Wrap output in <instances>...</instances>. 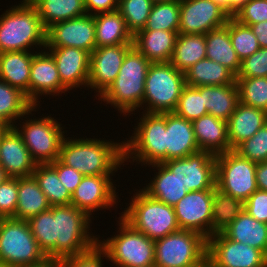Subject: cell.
<instances>
[{
	"instance_id": "obj_26",
	"label": "cell",
	"mask_w": 267,
	"mask_h": 267,
	"mask_svg": "<svg viewBox=\"0 0 267 267\" xmlns=\"http://www.w3.org/2000/svg\"><path fill=\"white\" fill-rule=\"evenodd\" d=\"M200 151L219 155L231 150L227 122L207 114L192 122Z\"/></svg>"
},
{
	"instance_id": "obj_42",
	"label": "cell",
	"mask_w": 267,
	"mask_h": 267,
	"mask_svg": "<svg viewBox=\"0 0 267 267\" xmlns=\"http://www.w3.org/2000/svg\"><path fill=\"white\" fill-rule=\"evenodd\" d=\"M239 102L267 111V77L236 78Z\"/></svg>"
},
{
	"instance_id": "obj_39",
	"label": "cell",
	"mask_w": 267,
	"mask_h": 267,
	"mask_svg": "<svg viewBox=\"0 0 267 267\" xmlns=\"http://www.w3.org/2000/svg\"><path fill=\"white\" fill-rule=\"evenodd\" d=\"M243 210V201L215 188L212 206V235L225 229Z\"/></svg>"
},
{
	"instance_id": "obj_5",
	"label": "cell",
	"mask_w": 267,
	"mask_h": 267,
	"mask_svg": "<svg viewBox=\"0 0 267 267\" xmlns=\"http://www.w3.org/2000/svg\"><path fill=\"white\" fill-rule=\"evenodd\" d=\"M133 133L123 141L124 163L152 165L166 161V113L141 112ZM137 125V126H136Z\"/></svg>"
},
{
	"instance_id": "obj_29",
	"label": "cell",
	"mask_w": 267,
	"mask_h": 267,
	"mask_svg": "<svg viewBox=\"0 0 267 267\" xmlns=\"http://www.w3.org/2000/svg\"><path fill=\"white\" fill-rule=\"evenodd\" d=\"M32 51H8L0 53V80L20 89L29 99V80Z\"/></svg>"
},
{
	"instance_id": "obj_10",
	"label": "cell",
	"mask_w": 267,
	"mask_h": 267,
	"mask_svg": "<svg viewBox=\"0 0 267 267\" xmlns=\"http://www.w3.org/2000/svg\"><path fill=\"white\" fill-rule=\"evenodd\" d=\"M47 260L27 220L0 218V261L3 264L8 267H28Z\"/></svg>"
},
{
	"instance_id": "obj_34",
	"label": "cell",
	"mask_w": 267,
	"mask_h": 267,
	"mask_svg": "<svg viewBox=\"0 0 267 267\" xmlns=\"http://www.w3.org/2000/svg\"><path fill=\"white\" fill-rule=\"evenodd\" d=\"M203 101L208 114L227 122L239 103L237 83L203 86Z\"/></svg>"
},
{
	"instance_id": "obj_8",
	"label": "cell",
	"mask_w": 267,
	"mask_h": 267,
	"mask_svg": "<svg viewBox=\"0 0 267 267\" xmlns=\"http://www.w3.org/2000/svg\"><path fill=\"white\" fill-rule=\"evenodd\" d=\"M117 234L101 240L98 235L97 244L107 254L106 261L117 267H146L154 265V240L133 228L121 216L118 217ZM100 239V240H99Z\"/></svg>"
},
{
	"instance_id": "obj_62",
	"label": "cell",
	"mask_w": 267,
	"mask_h": 267,
	"mask_svg": "<svg viewBox=\"0 0 267 267\" xmlns=\"http://www.w3.org/2000/svg\"><path fill=\"white\" fill-rule=\"evenodd\" d=\"M146 267H156L155 265H149V266H146Z\"/></svg>"
},
{
	"instance_id": "obj_44",
	"label": "cell",
	"mask_w": 267,
	"mask_h": 267,
	"mask_svg": "<svg viewBox=\"0 0 267 267\" xmlns=\"http://www.w3.org/2000/svg\"><path fill=\"white\" fill-rule=\"evenodd\" d=\"M229 35L232 46L241 61L260 49L257 37L250 26L240 24L233 17L229 18Z\"/></svg>"
},
{
	"instance_id": "obj_59",
	"label": "cell",
	"mask_w": 267,
	"mask_h": 267,
	"mask_svg": "<svg viewBox=\"0 0 267 267\" xmlns=\"http://www.w3.org/2000/svg\"><path fill=\"white\" fill-rule=\"evenodd\" d=\"M193 267H213V265H212L211 261L208 258H206L201 263H199Z\"/></svg>"
},
{
	"instance_id": "obj_49",
	"label": "cell",
	"mask_w": 267,
	"mask_h": 267,
	"mask_svg": "<svg viewBox=\"0 0 267 267\" xmlns=\"http://www.w3.org/2000/svg\"><path fill=\"white\" fill-rule=\"evenodd\" d=\"M233 18L246 26L267 21V0H249Z\"/></svg>"
},
{
	"instance_id": "obj_61",
	"label": "cell",
	"mask_w": 267,
	"mask_h": 267,
	"mask_svg": "<svg viewBox=\"0 0 267 267\" xmlns=\"http://www.w3.org/2000/svg\"><path fill=\"white\" fill-rule=\"evenodd\" d=\"M0 267H8L0 261Z\"/></svg>"
},
{
	"instance_id": "obj_32",
	"label": "cell",
	"mask_w": 267,
	"mask_h": 267,
	"mask_svg": "<svg viewBox=\"0 0 267 267\" xmlns=\"http://www.w3.org/2000/svg\"><path fill=\"white\" fill-rule=\"evenodd\" d=\"M51 208L47 197L33 175L18 178V202L14 218L29 220Z\"/></svg>"
},
{
	"instance_id": "obj_28",
	"label": "cell",
	"mask_w": 267,
	"mask_h": 267,
	"mask_svg": "<svg viewBox=\"0 0 267 267\" xmlns=\"http://www.w3.org/2000/svg\"><path fill=\"white\" fill-rule=\"evenodd\" d=\"M233 241L261 250L267 256V224L259 222L243 210L221 231Z\"/></svg>"
},
{
	"instance_id": "obj_16",
	"label": "cell",
	"mask_w": 267,
	"mask_h": 267,
	"mask_svg": "<svg viewBox=\"0 0 267 267\" xmlns=\"http://www.w3.org/2000/svg\"><path fill=\"white\" fill-rule=\"evenodd\" d=\"M112 176V177H111ZM113 175L84 176L71 198V205L93 218V212L109 209L120 202ZM115 184V185H114ZM119 199V201H118Z\"/></svg>"
},
{
	"instance_id": "obj_58",
	"label": "cell",
	"mask_w": 267,
	"mask_h": 267,
	"mask_svg": "<svg viewBox=\"0 0 267 267\" xmlns=\"http://www.w3.org/2000/svg\"><path fill=\"white\" fill-rule=\"evenodd\" d=\"M8 178H10L6 171L0 166V184L5 182Z\"/></svg>"
},
{
	"instance_id": "obj_36",
	"label": "cell",
	"mask_w": 267,
	"mask_h": 267,
	"mask_svg": "<svg viewBox=\"0 0 267 267\" xmlns=\"http://www.w3.org/2000/svg\"><path fill=\"white\" fill-rule=\"evenodd\" d=\"M206 58L205 34H178L170 63L185 73L192 65Z\"/></svg>"
},
{
	"instance_id": "obj_6",
	"label": "cell",
	"mask_w": 267,
	"mask_h": 267,
	"mask_svg": "<svg viewBox=\"0 0 267 267\" xmlns=\"http://www.w3.org/2000/svg\"><path fill=\"white\" fill-rule=\"evenodd\" d=\"M38 109V106H34L13 127L21 136L34 161L37 164H50L59 158L62 142L68 136L66 135L67 130L62 126V123H59L51 115L40 116L38 119L37 117L35 119L31 117L30 119L29 116L34 115L32 112H37Z\"/></svg>"
},
{
	"instance_id": "obj_35",
	"label": "cell",
	"mask_w": 267,
	"mask_h": 267,
	"mask_svg": "<svg viewBox=\"0 0 267 267\" xmlns=\"http://www.w3.org/2000/svg\"><path fill=\"white\" fill-rule=\"evenodd\" d=\"M186 85L215 86L236 82V75L220 63L204 58L192 65L185 73Z\"/></svg>"
},
{
	"instance_id": "obj_47",
	"label": "cell",
	"mask_w": 267,
	"mask_h": 267,
	"mask_svg": "<svg viewBox=\"0 0 267 267\" xmlns=\"http://www.w3.org/2000/svg\"><path fill=\"white\" fill-rule=\"evenodd\" d=\"M104 257L107 259V254L96 244L83 253L60 260L59 263L60 267H104Z\"/></svg>"
},
{
	"instance_id": "obj_50",
	"label": "cell",
	"mask_w": 267,
	"mask_h": 267,
	"mask_svg": "<svg viewBox=\"0 0 267 267\" xmlns=\"http://www.w3.org/2000/svg\"><path fill=\"white\" fill-rule=\"evenodd\" d=\"M244 210L257 221L267 224V191L257 189L244 202Z\"/></svg>"
},
{
	"instance_id": "obj_11",
	"label": "cell",
	"mask_w": 267,
	"mask_h": 267,
	"mask_svg": "<svg viewBox=\"0 0 267 267\" xmlns=\"http://www.w3.org/2000/svg\"><path fill=\"white\" fill-rule=\"evenodd\" d=\"M156 267H193L207 258V238L179 230L154 241Z\"/></svg>"
},
{
	"instance_id": "obj_24",
	"label": "cell",
	"mask_w": 267,
	"mask_h": 267,
	"mask_svg": "<svg viewBox=\"0 0 267 267\" xmlns=\"http://www.w3.org/2000/svg\"><path fill=\"white\" fill-rule=\"evenodd\" d=\"M178 31L141 30L133 36V46L151 63L170 62Z\"/></svg>"
},
{
	"instance_id": "obj_55",
	"label": "cell",
	"mask_w": 267,
	"mask_h": 267,
	"mask_svg": "<svg viewBox=\"0 0 267 267\" xmlns=\"http://www.w3.org/2000/svg\"><path fill=\"white\" fill-rule=\"evenodd\" d=\"M249 0H229V16L233 17Z\"/></svg>"
},
{
	"instance_id": "obj_20",
	"label": "cell",
	"mask_w": 267,
	"mask_h": 267,
	"mask_svg": "<svg viewBox=\"0 0 267 267\" xmlns=\"http://www.w3.org/2000/svg\"><path fill=\"white\" fill-rule=\"evenodd\" d=\"M68 90L62 85L53 56L45 49L35 52L30 71L29 101L34 106H41L42 95L60 96ZM40 100V101H39Z\"/></svg>"
},
{
	"instance_id": "obj_17",
	"label": "cell",
	"mask_w": 267,
	"mask_h": 267,
	"mask_svg": "<svg viewBox=\"0 0 267 267\" xmlns=\"http://www.w3.org/2000/svg\"><path fill=\"white\" fill-rule=\"evenodd\" d=\"M229 18L212 0H180L178 34H206L226 25Z\"/></svg>"
},
{
	"instance_id": "obj_22",
	"label": "cell",
	"mask_w": 267,
	"mask_h": 267,
	"mask_svg": "<svg viewBox=\"0 0 267 267\" xmlns=\"http://www.w3.org/2000/svg\"><path fill=\"white\" fill-rule=\"evenodd\" d=\"M45 49L53 56L61 83L68 91L88 86L89 52L75 47H45Z\"/></svg>"
},
{
	"instance_id": "obj_48",
	"label": "cell",
	"mask_w": 267,
	"mask_h": 267,
	"mask_svg": "<svg viewBox=\"0 0 267 267\" xmlns=\"http://www.w3.org/2000/svg\"><path fill=\"white\" fill-rule=\"evenodd\" d=\"M18 202V178L0 184V218H14Z\"/></svg>"
},
{
	"instance_id": "obj_46",
	"label": "cell",
	"mask_w": 267,
	"mask_h": 267,
	"mask_svg": "<svg viewBox=\"0 0 267 267\" xmlns=\"http://www.w3.org/2000/svg\"><path fill=\"white\" fill-rule=\"evenodd\" d=\"M257 77H267V47L260 48L241 61V68L236 76V78Z\"/></svg>"
},
{
	"instance_id": "obj_15",
	"label": "cell",
	"mask_w": 267,
	"mask_h": 267,
	"mask_svg": "<svg viewBox=\"0 0 267 267\" xmlns=\"http://www.w3.org/2000/svg\"><path fill=\"white\" fill-rule=\"evenodd\" d=\"M214 189L190 191L176 205L174 211L180 230L212 236V206Z\"/></svg>"
},
{
	"instance_id": "obj_57",
	"label": "cell",
	"mask_w": 267,
	"mask_h": 267,
	"mask_svg": "<svg viewBox=\"0 0 267 267\" xmlns=\"http://www.w3.org/2000/svg\"><path fill=\"white\" fill-rule=\"evenodd\" d=\"M229 15V0H212Z\"/></svg>"
},
{
	"instance_id": "obj_53",
	"label": "cell",
	"mask_w": 267,
	"mask_h": 267,
	"mask_svg": "<svg viewBox=\"0 0 267 267\" xmlns=\"http://www.w3.org/2000/svg\"><path fill=\"white\" fill-rule=\"evenodd\" d=\"M249 26L257 37L260 48L267 47V21H261Z\"/></svg>"
},
{
	"instance_id": "obj_9",
	"label": "cell",
	"mask_w": 267,
	"mask_h": 267,
	"mask_svg": "<svg viewBox=\"0 0 267 267\" xmlns=\"http://www.w3.org/2000/svg\"><path fill=\"white\" fill-rule=\"evenodd\" d=\"M185 86V74L178 71L170 62L151 63L145 79L140 110L161 114L174 112Z\"/></svg>"
},
{
	"instance_id": "obj_37",
	"label": "cell",
	"mask_w": 267,
	"mask_h": 267,
	"mask_svg": "<svg viewBox=\"0 0 267 267\" xmlns=\"http://www.w3.org/2000/svg\"><path fill=\"white\" fill-rule=\"evenodd\" d=\"M33 107L25 93L0 80V127H13Z\"/></svg>"
},
{
	"instance_id": "obj_45",
	"label": "cell",
	"mask_w": 267,
	"mask_h": 267,
	"mask_svg": "<svg viewBox=\"0 0 267 267\" xmlns=\"http://www.w3.org/2000/svg\"><path fill=\"white\" fill-rule=\"evenodd\" d=\"M240 156L252 162L267 161V123L251 138L240 143L235 149Z\"/></svg>"
},
{
	"instance_id": "obj_31",
	"label": "cell",
	"mask_w": 267,
	"mask_h": 267,
	"mask_svg": "<svg viewBox=\"0 0 267 267\" xmlns=\"http://www.w3.org/2000/svg\"><path fill=\"white\" fill-rule=\"evenodd\" d=\"M206 58L227 67L236 76L241 68V60L235 52L229 35V19L227 24L205 34Z\"/></svg>"
},
{
	"instance_id": "obj_54",
	"label": "cell",
	"mask_w": 267,
	"mask_h": 267,
	"mask_svg": "<svg viewBox=\"0 0 267 267\" xmlns=\"http://www.w3.org/2000/svg\"><path fill=\"white\" fill-rule=\"evenodd\" d=\"M256 184L259 190L267 191V161L256 165Z\"/></svg>"
},
{
	"instance_id": "obj_51",
	"label": "cell",
	"mask_w": 267,
	"mask_h": 267,
	"mask_svg": "<svg viewBox=\"0 0 267 267\" xmlns=\"http://www.w3.org/2000/svg\"><path fill=\"white\" fill-rule=\"evenodd\" d=\"M50 165L57 171L61 184L72 195L84 176L73 167L63 164L59 159L50 163Z\"/></svg>"
},
{
	"instance_id": "obj_12",
	"label": "cell",
	"mask_w": 267,
	"mask_h": 267,
	"mask_svg": "<svg viewBox=\"0 0 267 267\" xmlns=\"http://www.w3.org/2000/svg\"><path fill=\"white\" fill-rule=\"evenodd\" d=\"M256 165L234 150L216 155V188L245 202L258 189Z\"/></svg>"
},
{
	"instance_id": "obj_38",
	"label": "cell",
	"mask_w": 267,
	"mask_h": 267,
	"mask_svg": "<svg viewBox=\"0 0 267 267\" xmlns=\"http://www.w3.org/2000/svg\"><path fill=\"white\" fill-rule=\"evenodd\" d=\"M32 175L51 206L70 205L72 195L61 184L57 171L50 164H37Z\"/></svg>"
},
{
	"instance_id": "obj_14",
	"label": "cell",
	"mask_w": 267,
	"mask_h": 267,
	"mask_svg": "<svg viewBox=\"0 0 267 267\" xmlns=\"http://www.w3.org/2000/svg\"><path fill=\"white\" fill-rule=\"evenodd\" d=\"M207 258L213 267H267V256L261 250L233 241L222 232L207 239Z\"/></svg>"
},
{
	"instance_id": "obj_41",
	"label": "cell",
	"mask_w": 267,
	"mask_h": 267,
	"mask_svg": "<svg viewBox=\"0 0 267 267\" xmlns=\"http://www.w3.org/2000/svg\"><path fill=\"white\" fill-rule=\"evenodd\" d=\"M153 4L151 0H119L118 11L133 36L145 28Z\"/></svg>"
},
{
	"instance_id": "obj_2",
	"label": "cell",
	"mask_w": 267,
	"mask_h": 267,
	"mask_svg": "<svg viewBox=\"0 0 267 267\" xmlns=\"http://www.w3.org/2000/svg\"><path fill=\"white\" fill-rule=\"evenodd\" d=\"M71 138V139H69ZM103 138H64L59 160L83 176L114 175L123 169L124 149L123 141L114 142Z\"/></svg>"
},
{
	"instance_id": "obj_60",
	"label": "cell",
	"mask_w": 267,
	"mask_h": 267,
	"mask_svg": "<svg viewBox=\"0 0 267 267\" xmlns=\"http://www.w3.org/2000/svg\"><path fill=\"white\" fill-rule=\"evenodd\" d=\"M153 3H162V2H169L173 0H151Z\"/></svg>"
},
{
	"instance_id": "obj_52",
	"label": "cell",
	"mask_w": 267,
	"mask_h": 267,
	"mask_svg": "<svg viewBox=\"0 0 267 267\" xmlns=\"http://www.w3.org/2000/svg\"><path fill=\"white\" fill-rule=\"evenodd\" d=\"M119 0H85L87 14L111 12L118 10Z\"/></svg>"
},
{
	"instance_id": "obj_18",
	"label": "cell",
	"mask_w": 267,
	"mask_h": 267,
	"mask_svg": "<svg viewBox=\"0 0 267 267\" xmlns=\"http://www.w3.org/2000/svg\"><path fill=\"white\" fill-rule=\"evenodd\" d=\"M46 47H75L91 54L96 48L94 15L53 24L46 31Z\"/></svg>"
},
{
	"instance_id": "obj_3",
	"label": "cell",
	"mask_w": 267,
	"mask_h": 267,
	"mask_svg": "<svg viewBox=\"0 0 267 267\" xmlns=\"http://www.w3.org/2000/svg\"><path fill=\"white\" fill-rule=\"evenodd\" d=\"M150 65L151 62L132 46L125 55L118 76L98 100L113 106L124 117L137 114L133 111L140 112Z\"/></svg>"
},
{
	"instance_id": "obj_4",
	"label": "cell",
	"mask_w": 267,
	"mask_h": 267,
	"mask_svg": "<svg viewBox=\"0 0 267 267\" xmlns=\"http://www.w3.org/2000/svg\"><path fill=\"white\" fill-rule=\"evenodd\" d=\"M19 2L0 15V53L46 47L47 30L37 10L28 0Z\"/></svg>"
},
{
	"instance_id": "obj_7",
	"label": "cell",
	"mask_w": 267,
	"mask_h": 267,
	"mask_svg": "<svg viewBox=\"0 0 267 267\" xmlns=\"http://www.w3.org/2000/svg\"><path fill=\"white\" fill-rule=\"evenodd\" d=\"M134 193L120 215L133 228L154 241L180 230L173 206L149 197L141 189Z\"/></svg>"
},
{
	"instance_id": "obj_23",
	"label": "cell",
	"mask_w": 267,
	"mask_h": 267,
	"mask_svg": "<svg viewBox=\"0 0 267 267\" xmlns=\"http://www.w3.org/2000/svg\"><path fill=\"white\" fill-rule=\"evenodd\" d=\"M165 147L166 161L199 152L192 122L174 112L166 113Z\"/></svg>"
},
{
	"instance_id": "obj_40",
	"label": "cell",
	"mask_w": 267,
	"mask_h": 267,
	"mask_svg": "<svg viewBox=\"0 0 267 267\" xmlns=\"http://www.w3.org/2000/svg\"><path fill=\"white\" fill-rule=\"evenodd\" d=\"M180 22V0L154 3L143 30L178 31Z\"/></svg>"
},
{
	"instance_id": "obj_43",
	"label": "cell",
	"mask_w": 267,
	"mask_h": 267,
	"mask_svg": "<svg viewBox=\"0 0 267 267\" xmlns=\"http://www.w3.org/2000/svg\"><path fill=\"white\" fill-rule=\"evenodd\" d=\"M174 113L191 122L207 115L208 112L203 101V86L186 85L179 97Z\"/></svg>"
},
{
	"instance_id": "obj_33",
	"label": "cell",
	"mask_w": 267,
	"mask_h": 267,
	"mask_svg": "<svg viewBox=\"0 0 267 267\" xmlns=\"http://www.w3.org/2000/svg\"><path fill=\"white\" fill-rule=\"evenodd\" d=\"M47 30L53 24L87 14L85 0H28Z\"/></svg>"
},
{
	"instance_id": "obj_21",
	"label": "cell",
	"mask_w": 267,
	"mask_h": 267,
	"mask_svg": "<svg viewBox=\"0 0 267 267\" xmlns=\"http://www.w3.org/2000/svg\"><path fill=\"white\" fill-rule=\"evenodd\" d=\"M0 166L11 178L31 176L37 163L14 127H0Z\"/></svg>"
},
{
	"instance_id": "obj_1",
	"label": "cell",
	"mask_w": 267,
	"mask_h": 267,
	"mask_svg": "<svg viewBox=\"0 0 267 267\" xmlns=\"http://www.w3.org/2000/svg\"><path fill=\"white\" fill-rule=\"evenodd\" d=\"M28 223L39 248L50 260H63L97 244L98 235L90 232L91 217L71 204L51 206Z\"/></svg>"
},
{
	"instance_id": "obj_30",
	"label": "cell",
	"mask_w": 267,
	"mask_h": 267,
	"mask_svg": "<svg viewBox=\"0 0 267 267\" xmlns=\"http://www.w3.org/2000/svg\"><path fill=\"white\" fill-rule=\"evenodd\" d=\"M96 48L133 44V35L118 10L94 15Z\"/></svg>"
},
{
	"instance_id": "obj_13",
	"label": "cell",
	"mask_w": 267,
	"mask_h": 267,
	"mask_svg": "<svg viewBox=\"0 0 267 267\" xmlns=\"http://www.w3.org/2000/svg\"><path fill=\"white\" fill-rule=\"evenodd\" d=\"M163 164L176 174L188 192L216 188V156L210 152L199 151Z\"/></svg>"
},
{
	"instance_id": "obj_19",
	"label": "cell",
	"mask_w": 267,
	"mask_h": 267,
	"mask_svg": "<svg viewBox=\"0 0 267 267\" xmlns=\"http://www.w3.org/2000/svg\"><path fill=\"white\" fill-rule=\"evenodd\" d=\"M133 44L112 45L95 48L90 54L88 89L98 98L118 76L127 51Z\"/></svg>"
},
{
	"instance_id": "obj_27",
	"label": "cell",
	"mask_w": 267,
	"mask_h": 267,
	"mask_svg": "<svg viewBox=\"0 0 267 267\" xmlns=\"http://www.w3.org/2000/svg\"><path fill=\"white\" fill-rule=\"evenodd\" d=\"M154 167L153 179L141 190L149 197L174 206L188 193L186 187L182 185L175 173H172L163 163L148 165Z\"/></svg>"
},
{
	"instance_id": "obj_56",
	"label": "cell",
	"mask_w": 267,
	"mask_h": 267,
	"mask_svg": "<svg viewBox=\"0 0 267 267\" xmlns=\"http://www.w3.org/2000/svg\"><path fill=\"white\" fill-rule=\"evenodd\" d=\"M28 267H60V263H59V261L48 259L47 261H45L44 263H42L40 265L28 266Z\"/></svg>"
},
{
	"instance_id": "obj_25",
	"label": "cell",
	"mask_w": 267,
	"mask_h": 267,
	"mask_svg": "<svg viewBox=\"0 0 267 267\" xmlns=\"http://www.w3.org/2000/svg\"><path fill=\"white\" fill-rule=\"evenodd\" d=\"M267 123V111L237 104L235 111L227 121L228 139L231 150L251 138Z\"/></svg>"
}]
</instances>
